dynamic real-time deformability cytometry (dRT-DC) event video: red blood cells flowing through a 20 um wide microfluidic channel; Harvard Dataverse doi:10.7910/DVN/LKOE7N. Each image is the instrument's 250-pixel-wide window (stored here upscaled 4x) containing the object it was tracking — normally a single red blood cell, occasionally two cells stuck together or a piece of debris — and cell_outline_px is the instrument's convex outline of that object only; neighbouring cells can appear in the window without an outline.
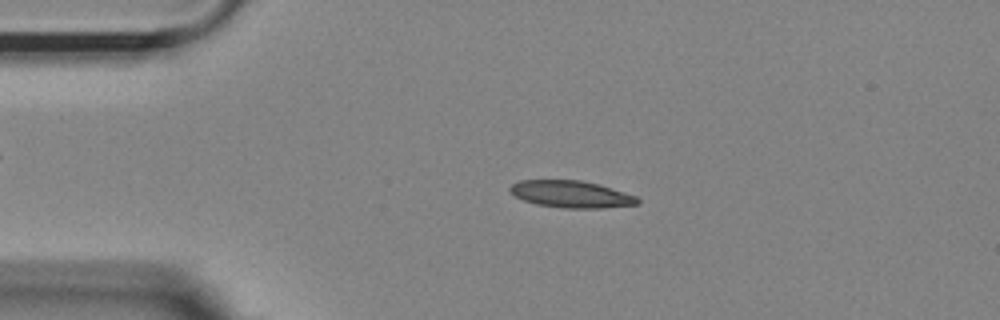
{"species": "Egyptian fruit bat (a non-hibernating species)", "species_latin": "Rousettus aegyptiacus", "temperature_condition": "room temperature", "stored_images_in_passage": 53, "camera_frame_rate_fps": 3000, "um_per_image_px": 0.085, "animal": {"sex": "female"}, "frame": {"image": 1, "passage_image": 11, "time_ms": 3.333, "image_size_px": [1000, 320], "cell_outline_px": [[640, 204], [600, 208], [564, 208], [536, 204], [512, 196], [508, 188], [512, 184], [520, 180], [580, 180], [600, 184], [636, 196], [640, 200]], "centroid_in_image_um": [48.53, 16.5], "position_along_channel_um": 36.5, "area_um2": 20.17}}
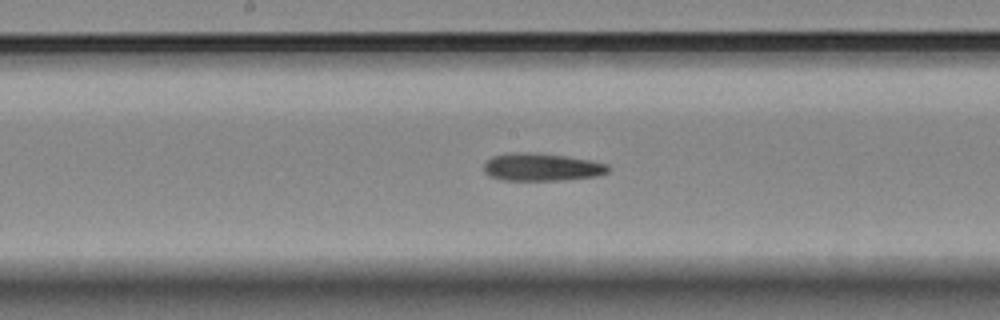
{"frame": {"image": 2, "passage_image": 27, "time_ms": 8.667, "image_size_px": [1000, 320], "cell_outline_px": [[612, 168], [608, 172], [596, 176], [560, 180], [504, 180], [488, 176], [484, 172], [484, 164], [492, 156], [512, 152], [528, 152], [564, 156], [592, 160], [608, 164]], "centroid_in_image_um": [46.05, 14.2], "position_along_channel_um": 202.2, "area_um2": 20.11}}
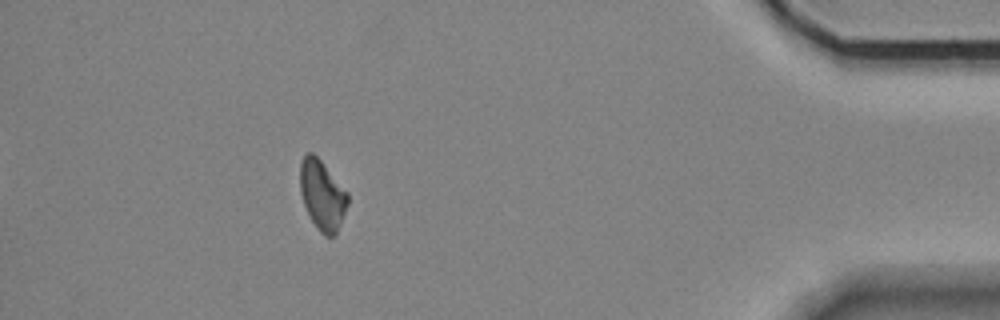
{"frame": {"image": 3, "passage_image": 48, "time_ms": 15.667, "image_size_px": [1000, 320], "cell_outline_px": [[348, 204], [340, 224], [336, 232], [332, 236], [324, 236], [316, 228], [304, 204], [300, 192], [300, 160], [308, 152], [312, 152], [320, 160], [348, 192]], "centroid_in_image_um": [27.38, 16.57], "position_along_channel_um": 407.8, "area_um2": 19.19}, "authors_computed_cell_mechanics": {"area_um2": 19.8832, "velocity_mm_per_s": 3.6803, "shape_relaxation_time_tau1_ms": 8.9718, "shape_relaxation_time_tau2_ms": null, "deformation_change_tau1": 0.17, "deformation_change_tau2": null}}